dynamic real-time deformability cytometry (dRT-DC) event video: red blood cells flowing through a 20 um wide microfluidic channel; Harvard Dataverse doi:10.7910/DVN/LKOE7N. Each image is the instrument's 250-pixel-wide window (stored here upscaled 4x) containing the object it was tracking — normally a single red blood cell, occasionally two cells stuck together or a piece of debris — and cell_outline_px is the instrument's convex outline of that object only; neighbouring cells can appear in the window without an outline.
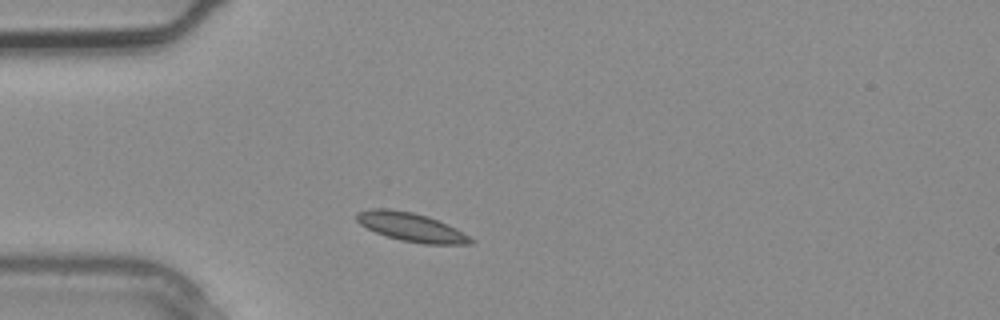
{"species": "common noctule bat (a hibernating species)", "species_latin": "Nyctalus noctula", "temperature_condition": "warm", "stored_images_in_passage": 1, "camera_frame_rate_fps": 3000, "um_per_image_px": 0.085, "animal": {"sex": "male", "body_mass_g": 20.4}, "frame": {"image": 1, "passage_image": 1, "time_ms": 0.0, "image_size_px": [1000, 320], "cell_outline_px": [[476, 240], [472, 244], [424, 244], [400, 240], [376, 232], [360, 224], [356, 220], [356, 212], [372, 208], [388, 208], [412, 212], [428, 216]], "centroid_in_image_um": [34.9, 19.3], "position_along_channel_um": 50.1, "area_um2": 18.73}}